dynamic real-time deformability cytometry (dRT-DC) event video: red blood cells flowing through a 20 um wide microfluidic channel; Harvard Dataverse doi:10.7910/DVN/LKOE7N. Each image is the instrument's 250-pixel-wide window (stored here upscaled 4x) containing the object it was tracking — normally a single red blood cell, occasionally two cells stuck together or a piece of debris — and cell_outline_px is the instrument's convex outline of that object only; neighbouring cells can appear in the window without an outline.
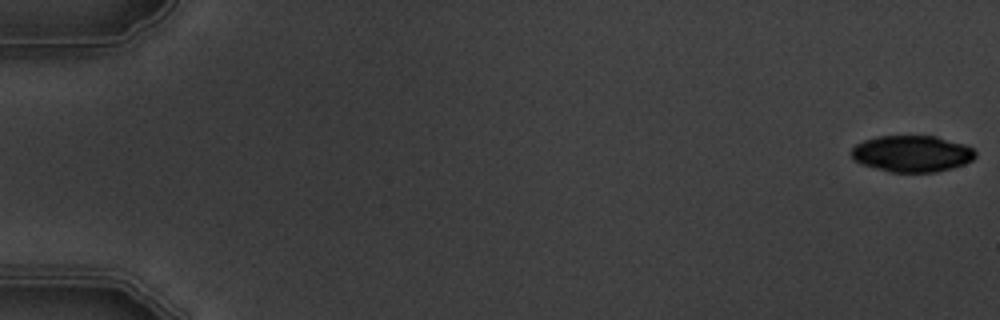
{"species": "common noctule bat (a hibernating species)", "species_latin": "Nyctalus noctula", "temperature_condition": "warm", "stored_images_in_passage": 8, "camera_frame_rate_fps": 3000, "um_per_image_px": 0.085, "animal": {"sex": "male", "body_mass_g": 19.5, "forearm_length_mm": 54.6}, "frame": {"image": 1, "passage_image": 1, "time_ms": 0.0, "image_size_px": [1000, 320], "cell_outline_px": [[976, 156], [972, 160], [964, 164], [952, 168], [936, 172], [892, 172], [860, 164], [848, 152], [856, 144], [864, 140], [876, 136], [936, 136], [964, 144], [972, 148], [976, 152]], "centroid_in_image_um": [77.5, 13.06], "position_along_channel_um": 7.5, "area_um2": 26.41}}